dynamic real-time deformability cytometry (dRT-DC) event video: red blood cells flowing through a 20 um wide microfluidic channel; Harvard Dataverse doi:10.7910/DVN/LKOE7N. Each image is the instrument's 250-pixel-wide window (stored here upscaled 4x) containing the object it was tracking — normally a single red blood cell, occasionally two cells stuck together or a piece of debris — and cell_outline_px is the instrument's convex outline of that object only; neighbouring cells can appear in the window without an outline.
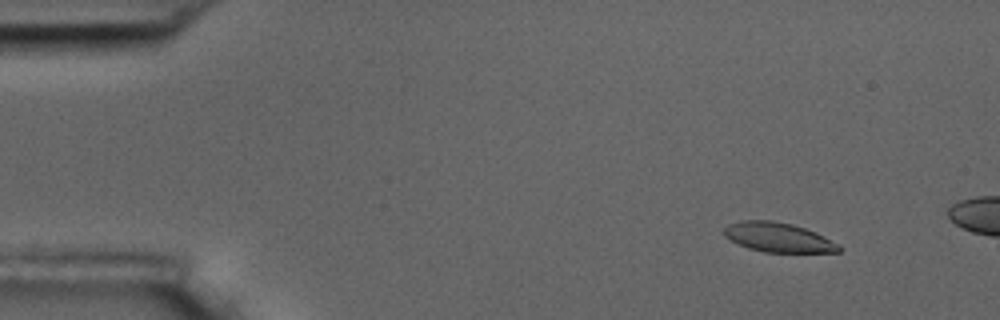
{"species": "common noctule bat (a hibernating species)", "species_latin": "Nyctalus noctula", "temperature_condition": "room temperature", "stored_images_in_passage": 15, "camera_frame_rate_fps": 3000, "um_per_image_px": 0.085, "animal": {"sex": "male", "body_mass_g": 17.5, "forearm_length_mm": 52.3}, "frame": {"image": 1, "passage_image": 7, "time_ms": 2.0, "image_size_px": [1000, 320], "cell_outline_px": [[844, 248], [840, 252], [764, 252], [748, 248], [724, 236], [724, 228], [728, 224], [740, 220], [772, 220], [792, 224], [816, 232], [840, 244]], "centroid_in_image_um": [66.19, 20.17], "position_along_channel_um": 18.8, "area_um2": 19.83}}